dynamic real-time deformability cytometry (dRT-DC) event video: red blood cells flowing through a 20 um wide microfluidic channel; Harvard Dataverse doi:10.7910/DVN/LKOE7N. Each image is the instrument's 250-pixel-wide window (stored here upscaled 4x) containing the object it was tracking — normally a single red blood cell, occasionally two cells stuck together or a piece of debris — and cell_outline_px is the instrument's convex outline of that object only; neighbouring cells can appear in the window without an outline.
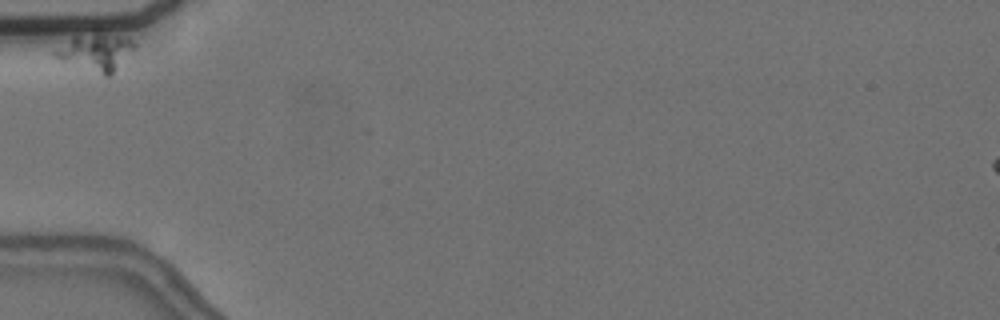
{"species": "common noctule bat (a hibernating species)", "species_latin": "Nyctalus noctula", "temperature_condition": "cold", "stored_images_in_passage": 7, "camera_frame_rate_fps": 3000, "um_per_image_px": 0.085, "animal": {"sex": "female", "body_mass_g": 24.6, "forearm_length_mm": 56.2}, "frame": {"image": 1, "passage_image": 1, "time_ms": 0.0, "image_size_px": [1000, 320], "cell_outline_px": [[136, 44], [112, 76], [104, 76], [60, 60], [52, 56], [52, 52], [72, 36], [120, 36], [132, 40]], "centroid_in_image_um": [8.11, 4.49], "position_along_channel_um": 76.9, "area_um2": 16.42}}
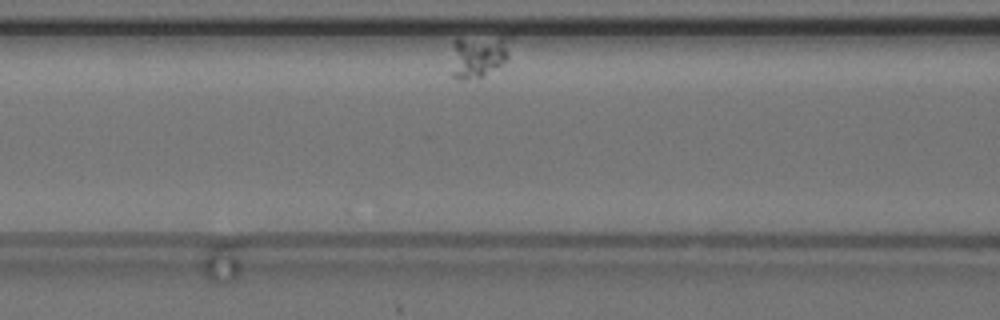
{"frame": {"image": 2, "passage_image": 3, "time_ms": 2.333, "image_size_px": [1000, 320], "cell_outline_px": [[512, 36], [508, 56], [496, 68], [484, 76], [464, 80], [460, 80], [452, 76], [452, 44], [456, 36]], "centroid_in_image_um": [40.65, 4.69], "position_along_channel_um": 126.0, "area_um2": 15.32}}